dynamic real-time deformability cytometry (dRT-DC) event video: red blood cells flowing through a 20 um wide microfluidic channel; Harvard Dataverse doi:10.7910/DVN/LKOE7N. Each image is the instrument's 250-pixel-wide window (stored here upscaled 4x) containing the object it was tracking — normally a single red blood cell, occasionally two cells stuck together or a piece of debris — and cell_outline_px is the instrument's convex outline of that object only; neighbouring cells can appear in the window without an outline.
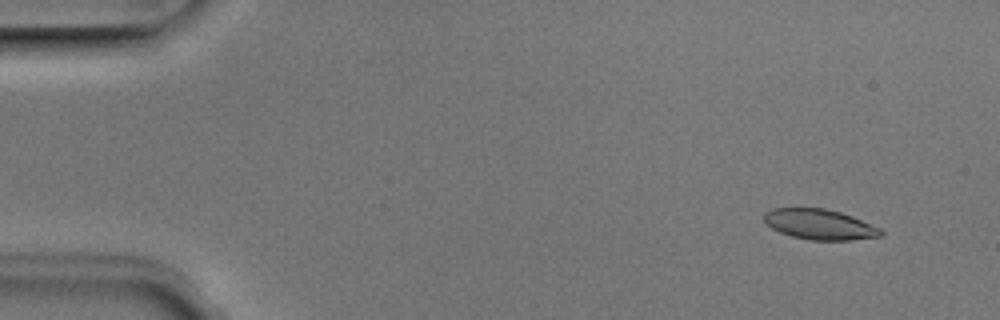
{"species": "Egyptian fruit bat (a non-hibernating species)", "species_latin": "Rousettus aegyptiacus", "temperature_condition": "room temperature", "stored_images_in_passage": 51, "camera_frame_rate_fps": 3000, "um_per_image_px": 0.085, "animal": {"sex": "male"}, "frame": {"image": 1, "passage_image": 4, "time_ms": 1.0, "image_size_px": [1000, 320], "cell_outline_px": [[884, 236], [852, 240], [808, 240], [792, 236], [780, 232], [772, 228], [764, 220], [764, 212], [772, 208], [824, 208], [840, 212], [852, 216], [880, 228], [884, 232]], "centroid_in_image_um": [69.69, 19.08], "position_along_channel_um": 15.3, "area_um2": 20.69}}
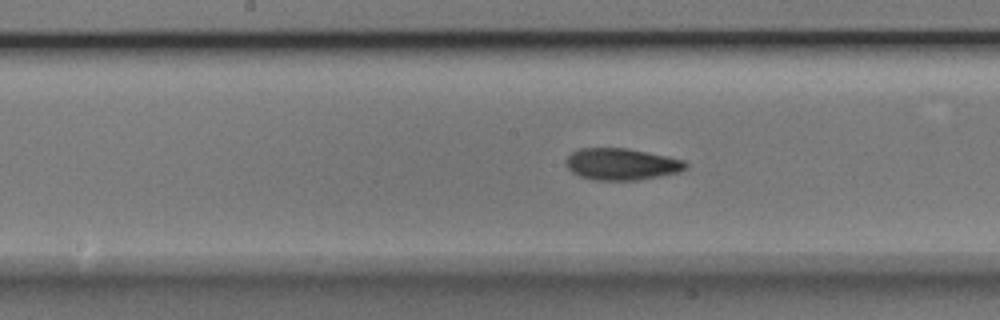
{"frame": {"image": 2, "passage_image": 26, "time_ms": 8.333, "image_size_px": [1000, 320], "cell_outline_px": [[688, 168], [680, 172], [636, 180], [596, 180], [580, 176], [572, 172], [564, 164], [568, 156], [572, 152], [580, 148], [628, 148], [668, 156], [684, 160], [688, 164]], "centroid_in_image_um": [52.84, 13.94], "position_along_channel_um": 195.4, "area_um2": 22.2}}
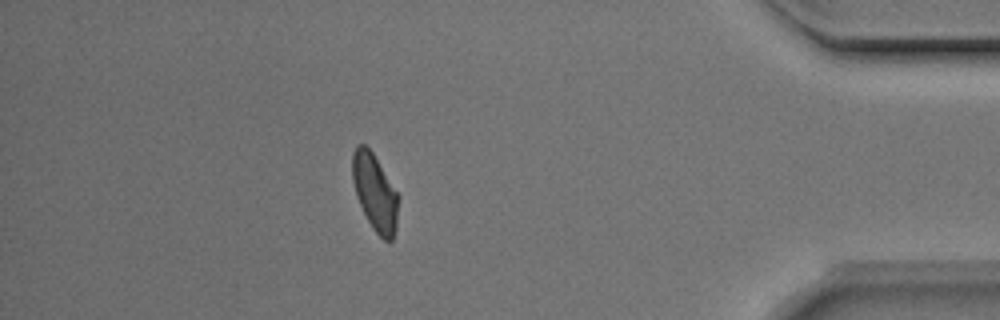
{"frame": {"image": 3, "passage_image": 45, "time_ms": 14.667, "image_size_px": [1000, 320], "cell_outline_px": [[396, 228], [392, 240], [384, 240], [372, 228], [356, 196], [352, 180], [352, 152], [356, 144], [364, 144], [372, 152], [396, 192]], "centroid_in_image_um": [31.81, 16.32], "position_along_channel_um": 403.4, "area_um2": 19.88}, "authors_computed_cell_mechanics": {"area_um2": 21.5016, "velocity_mm_per_s": 3.9623, "shape_relaxation_time_tau1_ms": 4.7544, "shape_relaxation_time_tau2_ms": 2.6022, "deformation_change_tau1": 0.1496, "deformation_change_tau2": 0.0754}}